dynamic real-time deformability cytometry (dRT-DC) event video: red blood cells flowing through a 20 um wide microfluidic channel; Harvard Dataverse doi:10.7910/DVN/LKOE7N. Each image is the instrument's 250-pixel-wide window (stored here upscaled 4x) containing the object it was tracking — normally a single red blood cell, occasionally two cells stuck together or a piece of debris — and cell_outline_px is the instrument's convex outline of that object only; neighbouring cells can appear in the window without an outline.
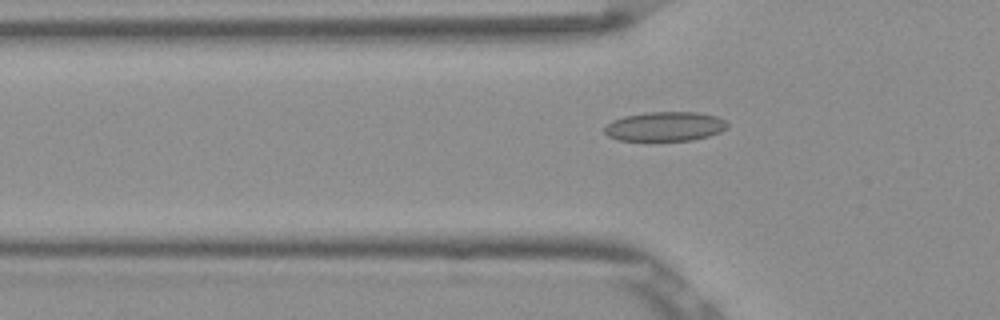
{"species": "Egyptian fruit bat (a non-hibernating species)", "species_latin": "Rousettus aegyptiacus", "temperature_condition": "room temperature", "stored_images_in_passage": 38, "camera_frame_rate_fps": 3000, "um_per_image_px": 0.085, "frame": {"image": 1, "passage_image": 5, "time_ms": 1.333, "image_size_px": [1000, 320], "cell_outline_px": [[728, 128], [720, 132], [708, 136], [692, 140], [616, 140], [608, 136], [604, 132], [604, 128], [612, 120], [624, 116], [648, 112], [696, 112], [716, 116], [724, 120], [728, 124]], "centroid_in_image_um": [56.52, 10.74], "position_along_channel_um": 69.3, "area_um2": 20.98}}
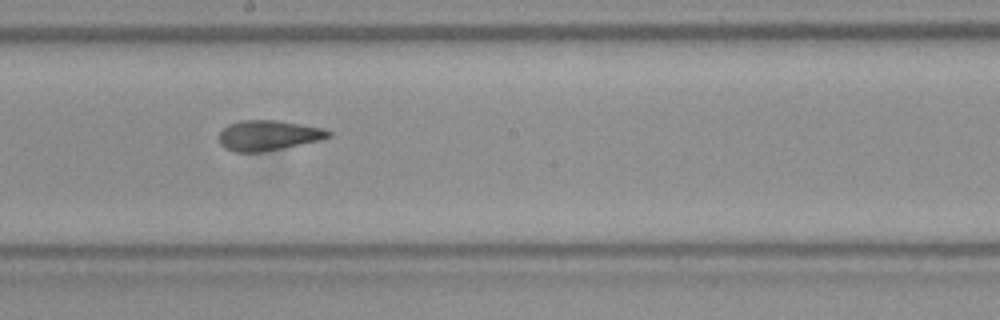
{"frame": {"image": 2, "passage_image": 17, "time_ms": 5.333, "image_size_px": [1000, 320], "cell_outline_px": [[332, 136], [320, 140], [260, 152], [232, 152], [224, 148], [220, 144], [220, 132], [228, 124], [240, 120], [280, 120], [324, 128], [332, 132]], "centroid_in_image_um": [22.8, 11.49], "position_along_channel_um": 225.4, "area_um2": 19.31}}
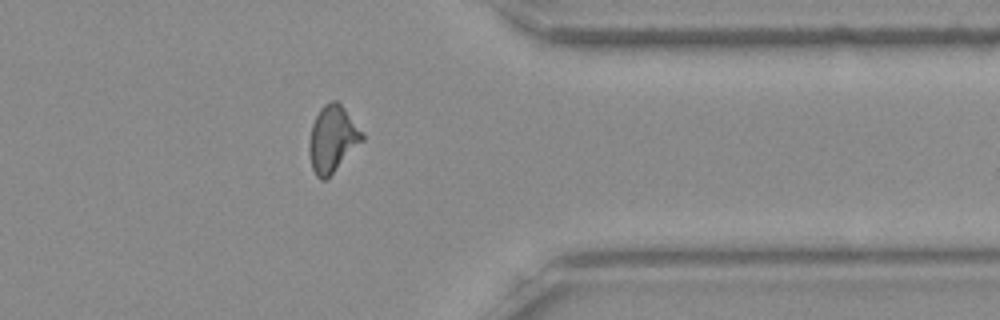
{"frame": {"image": 3, "passage_image": 30, "time_ms": 9.667, "image_size_px": [1000, 320], "cell_outline_px": [[364, 140], [324, 180], [320, 180], [316, 176], [312, 168], [308, 148], [308, 144], [312, 124], [320, 108], [324, 104], [332, 100], [336, 100], [344, 108], [364, 132]], "centroid_in_image_um": [28.26, 11.78], "position_along_channel_um": 383.1, "area_um2": 20.35}, "authors_computed_cell_mechanics": {"area_um2": 19.7387, "velocity_mm_per_s": 3.8794, "shape_relaxation_time_tau1_ms": null, "shape_relaxation_time_tau2_ms": 1.4647, "deformation_change_tau1": null, "deformation_change_tau2": 0.0791}}